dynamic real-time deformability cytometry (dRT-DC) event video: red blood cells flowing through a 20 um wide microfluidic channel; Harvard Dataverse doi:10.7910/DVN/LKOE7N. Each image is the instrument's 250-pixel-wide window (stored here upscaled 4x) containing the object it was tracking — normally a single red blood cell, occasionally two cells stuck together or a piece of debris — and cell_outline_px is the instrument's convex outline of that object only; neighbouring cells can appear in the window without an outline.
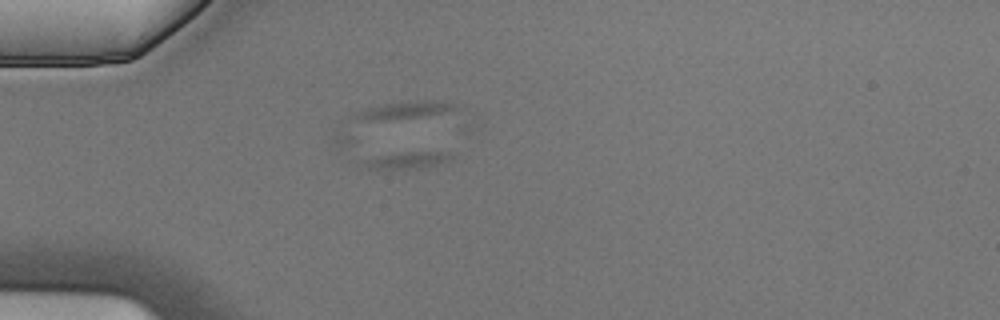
{"species": "Egyptian fruit bat (a non-hibernating species)", "species_latin": "Rousettus aegyptiacus", "temperature_condition": "cold", "stored_images_in_passage": 3, "camera_frame_rate_fps": 3000, "um_per_image_px": 0.085, "animal": {"sex": "male"}, "frame": {"image": 1, "passage_image": 3, "time_ms": 0.667, "image_size_px": [1000, 320], "cell_outline_px": [[456, 152], [452, 160], [420, 168], [368, 168], [332, 148], [332, 136], [352, 136]], "centroid_in_image_um": [33.04, 13.03], "position_along_channel_um": 52.0, "area_um2": 18.79}}